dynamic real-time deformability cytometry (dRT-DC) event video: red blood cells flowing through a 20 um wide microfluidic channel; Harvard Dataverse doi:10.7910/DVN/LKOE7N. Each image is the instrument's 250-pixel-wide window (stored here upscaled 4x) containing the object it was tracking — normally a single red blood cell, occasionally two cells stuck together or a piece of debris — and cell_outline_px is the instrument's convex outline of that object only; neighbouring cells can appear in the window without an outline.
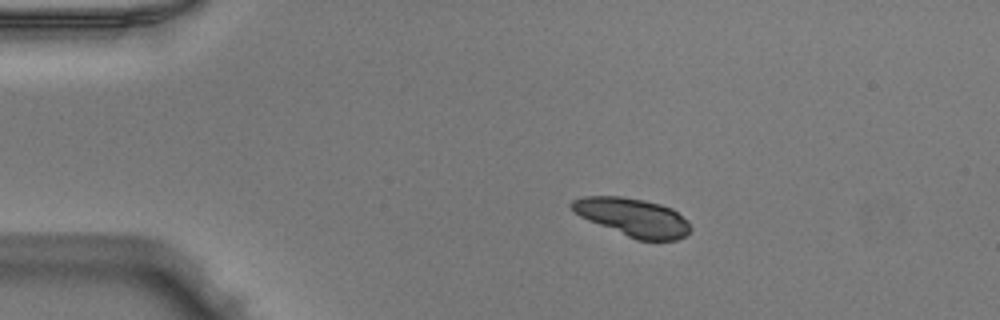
{"species": "Egyptian fruit bat (a non-hibernating species)", "species_latin": "Rousettus aegyptiacus", "temperature_condition": "warm", "stored_images_in_passage": 8, "camera_frame_rate_fps": 3000, "um_per_image_px": 0.085, "animal": {"sex": "male"}, "frame": {"image": 1, "passage_image": 8, "time_ms": 2.333, "image_size_px": [1000, 320], "cell_outline_px": [[692, 228], [684, 236], [676, 240], [636, 240], [588, 220], [580, 216], [568, 204], [572, 200], [584, 196], [620, 196], [644, 200], [660, 204], [672, 208], [688, 220]], "centroid_in_image_um": [53.8, 18.46], "position_along_channel_um": 31.2, "area_um2": 26.36}}